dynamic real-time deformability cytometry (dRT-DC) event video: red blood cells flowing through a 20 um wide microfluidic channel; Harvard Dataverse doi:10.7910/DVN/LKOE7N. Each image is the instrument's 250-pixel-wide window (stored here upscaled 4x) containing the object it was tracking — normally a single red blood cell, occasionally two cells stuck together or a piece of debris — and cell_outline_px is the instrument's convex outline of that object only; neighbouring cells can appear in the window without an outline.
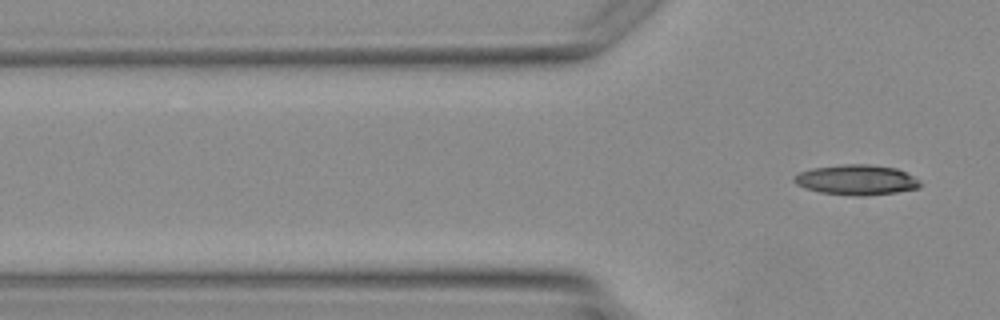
{"species": "Egyptian fruit bat (a non-hibernating species)", "species_latin": "Rousettus aegyptiacus", "temperature_condition": "warm", "stored_images_in_passage": 2, "camera_frame_rate_fps": 3000, "um_per_image_px": 0.085, "animal": {"sex": "female"}, "frame": {"image": 1, "passage_image": 2, "time_ms": 1.667, "image_size_px": [1000, 320], "cell_outline_px": [[920, 188], [896, 192], [864, 196], [856, 196], [820, 192], [804, 188], [796, 184], [792, 180], [792, 176], [800, 172], [812, 168], [844, 164], [868, 164], [896, 168], [920, 180]], "centroid_in_image_um": [72.77, 15.29], "position_along_channel_um": 53.0, "area_um2": 22.2}}